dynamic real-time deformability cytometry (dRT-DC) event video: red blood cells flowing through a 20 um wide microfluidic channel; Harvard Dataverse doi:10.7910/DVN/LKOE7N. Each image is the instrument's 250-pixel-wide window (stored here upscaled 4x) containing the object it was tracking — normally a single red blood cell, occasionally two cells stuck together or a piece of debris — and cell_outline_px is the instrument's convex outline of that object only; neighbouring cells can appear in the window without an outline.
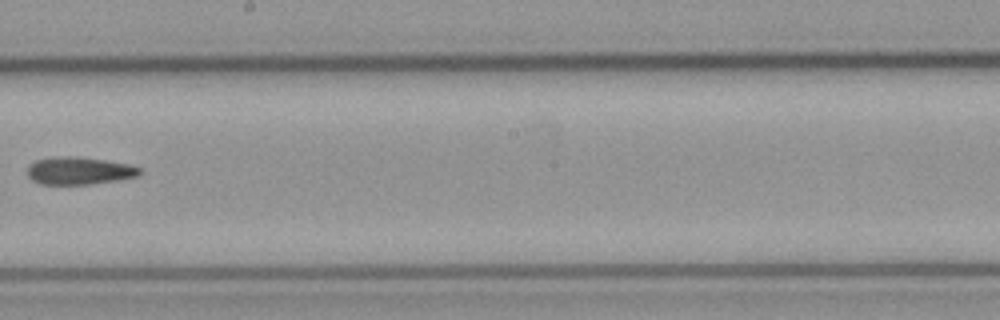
{"species": "common noctule bat (a hibernating species)", "species_latin": "Nyctalus noctula", "temperature_condition": "cold", "stored_images_in_passage": 10, "camera_frame_rate_fps": 3000, "um_per_image_px": 0.085, "animal": {"sex": "male", "body_mass_g": 23.1, "forearm_length_mm": 52.7}, "frame": {"image": 1, "passage_image": 10, "time_ms": 11.333, "image_size_px": [1000, 320], "cell_outline_px": [[140, 172], [136, 176], [116, 180], [88, 184], [40, 184], [32, 180], [28, 176], [28, 164], [36, 160], [60, 156], [76, 156], [104, 160], [128, 164], [140, 168]], "centroid_in_image_um": [6.67, 14.51], "position_along_channel_um": 241.5, "area_um2": 17.8}}